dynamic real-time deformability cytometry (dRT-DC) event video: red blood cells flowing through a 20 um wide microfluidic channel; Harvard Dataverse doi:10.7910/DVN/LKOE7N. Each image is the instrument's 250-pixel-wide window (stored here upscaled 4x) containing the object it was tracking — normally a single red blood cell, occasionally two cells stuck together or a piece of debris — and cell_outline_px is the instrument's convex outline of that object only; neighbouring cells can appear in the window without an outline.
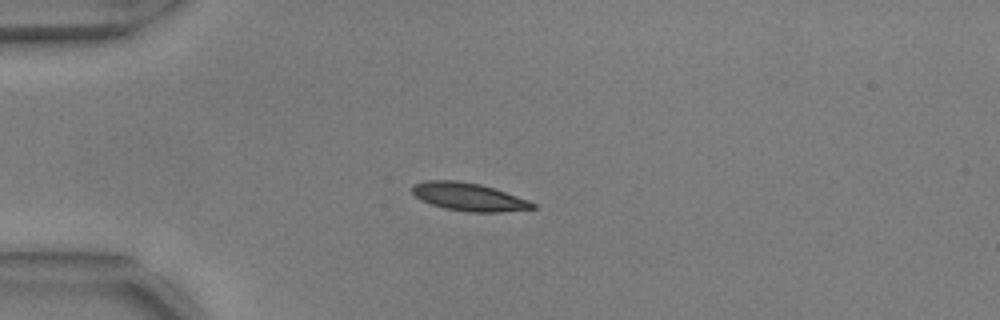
{"species": "common noctule bat (a hibernating species)", "species_latin": "Nyctalus noctula", "temperature_condition": "warm", "stored_images_in_passage": 14, "camera_frame_rate_fps": 3000, "um_per_image_px": 0.085, "animal": {"sex": "male", "body_mass_g": 17.9, "forearm_length_mm": 54.2}, "frame": {"image": 1, "passage_image": 1, "time_ms": 0.0, "image_size_px": [1000, 320], "cell_outline_px": [[536, 208], [500, 212], [468, 212], [444, 208], [420, 200], [412, 192], [412, 184], [424, 180], [460, 180], [480, 184], [528, 200], [536, 204]], "centroid_in_image_um": [39.8, 16.72], "position_along_channel_um": 45.2, "area_um2": 19.59}}
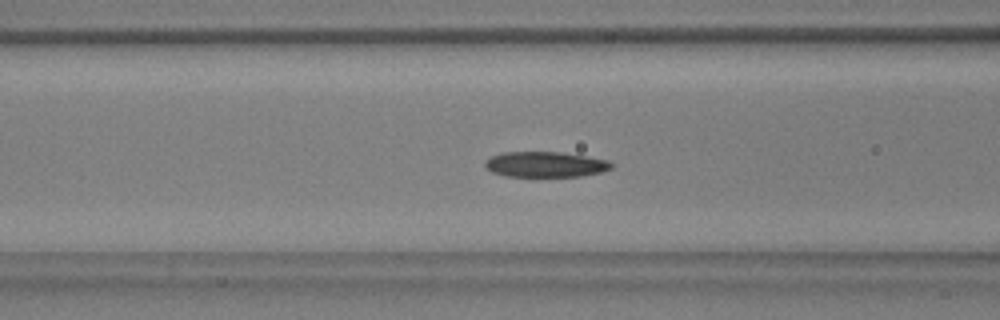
{"frame": {"image": 2, "passage_image": 9, "time_ms": 2.667, "image_size_px": [1000, 320], "cell_outline_px": [[612, 168], [600, 172], [580, 176], [504, 176], [492, 172], [484, 168], [484, 160], [500, 152], [560, 152], [608, 160], [612, 164]], "centroid_in_image_um": [46.28, 13.97], "position_along_channel_um": 120.3, "area_um2": 18.73}}
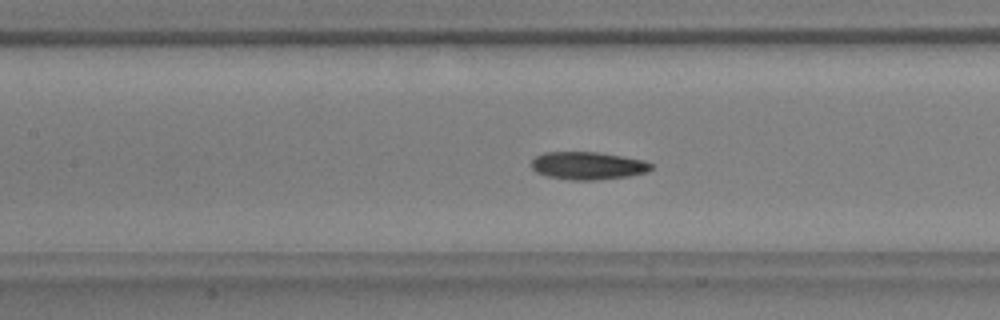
{"frame": {"image": 3, "passage_image": 12, "time_ms": 3.667, "image_size_px": [1000, 320], "cell_outline_px": [[652, 168], [648, 172], [628, 176], [596, 180], [572, 180], [548, 176], [536, 172], [532, 168], [532, 160], [536, 156], [544, 152], [596, 152], [624, 156], [644, 160], [652, 164]], "centroid_in_image_um": [49.98, 14.08], "position_along_channel_um": 157.4, "area_um2": 19.36}}